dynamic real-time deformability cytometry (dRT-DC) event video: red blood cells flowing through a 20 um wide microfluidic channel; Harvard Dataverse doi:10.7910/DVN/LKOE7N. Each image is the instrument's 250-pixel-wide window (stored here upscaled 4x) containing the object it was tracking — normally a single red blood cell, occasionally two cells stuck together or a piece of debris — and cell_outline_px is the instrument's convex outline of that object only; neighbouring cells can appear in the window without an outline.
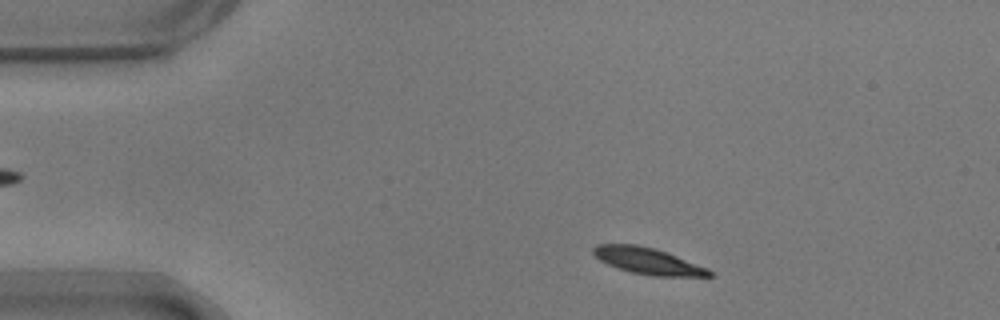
{"species": "common noctule bat (a hibernating species)", "species_latin": "Nyctalus noctula", "temperature_condition": "warm", "stored_images_in_passage": 49, "camera_frame_rate_fps": 3000, "um_per_image_px": 0.085, "animal": {"sex": "male", "body_mass_g": 17.9}, "frame": {"image": 1, "passage_image": 4, "time_ms": 1.0, "image_size_px": [1000, 320], "cell_outline_px": [[712, 276], [652, 276], [632, 272], [616, 268], [600, 260], [592, 252], [592, 248], [596, 244], [636, 244], [656, 248], [708, 268], [712, 272]], "centroid_in_image_um": [55.05, 22.17], "position_along_channel_um": 30.0, "area_um2": 17.86}}
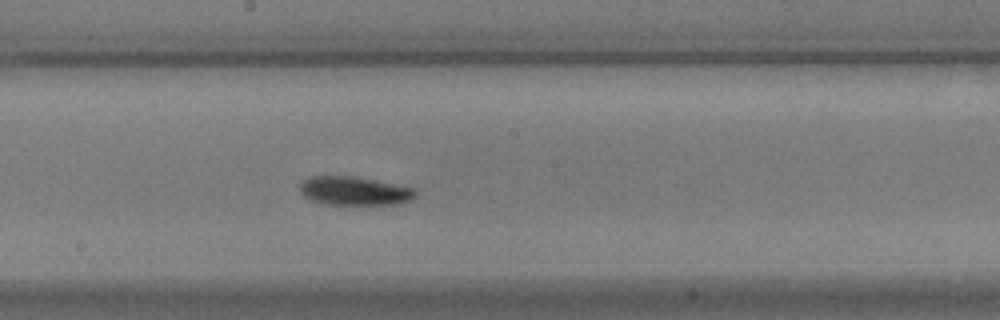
{"frame": {"image": 2, "passage_image": 24, "time_ms": 7.667, "image_size_px": [1000, 320], "cell_outline_px": [[416, 196], [400, 204], [324, 204], [312, 200], [304, 196], [300, 192], [300, 184], [304, 180], [312, 176], [352, 176], [412, 188], [416, 192]], "centroid_in_image_um": [30.08, 16.23], "position_along_channel_um": 218.1, "area_um2": 18.9}}
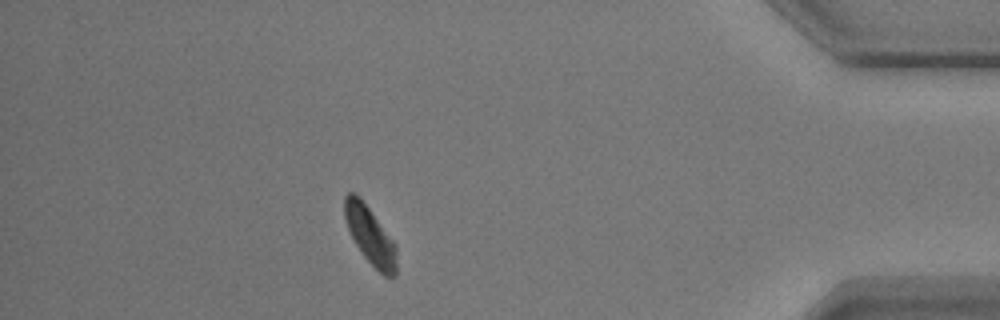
{"frame": {"image": 3, "passage_image": 43, "time_ms": 14.0, "image_size_px": [1000, 320], "cell_outline_px": [[396, 276], [384, 276], [364, 256], [356, 244], [348, 228], [344, 216], [344, 196], [348, 192], [352, 192], [368, 208], [396, 244]], "centroid_in_image_um": [31.47, 20.04], "position_along_channel_um": 403.7, "area_um2": 16.88}, "authors_computed_cell_mechanics": {"area_um2": 18.785, "velocity_mm_per_s": 3.6381, "shape_relaxation_time_tau1_ms": 2.276, "shape_relaxation_time_tau2_ms": null, "deformation_change_tau1": 0.1125, "deformation_change_tau2": null}}